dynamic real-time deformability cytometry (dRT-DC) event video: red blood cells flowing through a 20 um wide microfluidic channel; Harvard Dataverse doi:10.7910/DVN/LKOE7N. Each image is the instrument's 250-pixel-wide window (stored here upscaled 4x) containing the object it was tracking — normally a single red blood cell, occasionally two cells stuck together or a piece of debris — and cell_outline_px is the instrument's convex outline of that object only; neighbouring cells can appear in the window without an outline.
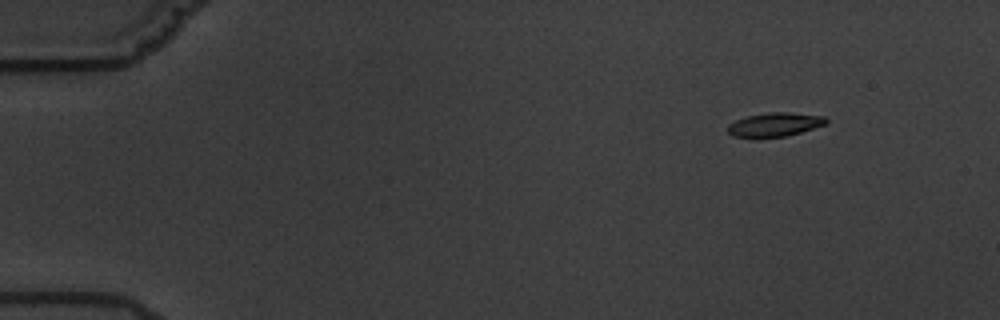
{"species": "common noctule bat (a hibernating species)", "species_latin": "Nyctalus noctula", "temperature_condition": "warm", "stored_images_in_passage": 4, "camera_frame_rate_fps": 3000, "um_per_image_px": 0.085, "animal": {"sex": "male", "body_mass_g": 19.5, "forearm_length_mm": 54.6}, "frame": {"image": 1, "passage_image": 1, "time_ms": 0.0, "image_size_px": [1000, 320], "cell_outline_px": [[828, 120], [824, 124], [800, 132], [784, 136], [732, 136], [728, 132], [728, 124], [736, 120], [748, 116], [768, 112], [788, 112], [824, 116]], "centroid_in_image_um": [65.85, 10.56], "position_along_channel_um": 19.2, "area_um2": 13.18}}
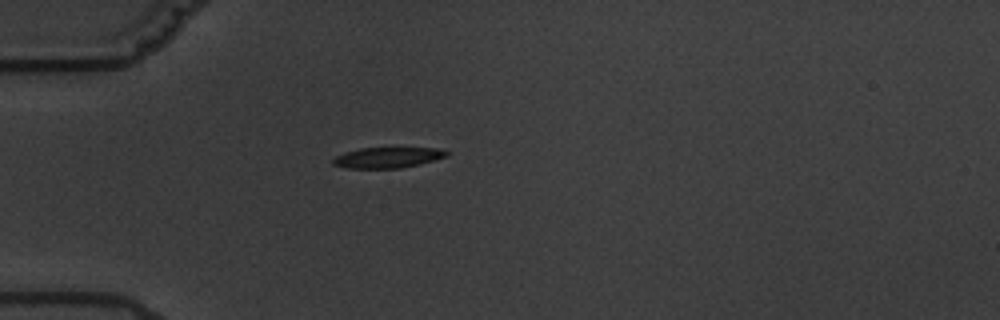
{"frame": {"image": 2, "passage_image": 4, "time_ms": 3.667, "image_size_px": [1000, 320], "cell_outline_px": [[448, 156], [420, 164], [400, 168], [348, 168], [332, 164], [332, 160], [336, 156], [344, 152], [360, 148], [436, 148], [448, 152]], "centroid_in_image_um": [32.93, 13.39], "position_along_channel_um": 52.1, "area_um2": 13.58}}